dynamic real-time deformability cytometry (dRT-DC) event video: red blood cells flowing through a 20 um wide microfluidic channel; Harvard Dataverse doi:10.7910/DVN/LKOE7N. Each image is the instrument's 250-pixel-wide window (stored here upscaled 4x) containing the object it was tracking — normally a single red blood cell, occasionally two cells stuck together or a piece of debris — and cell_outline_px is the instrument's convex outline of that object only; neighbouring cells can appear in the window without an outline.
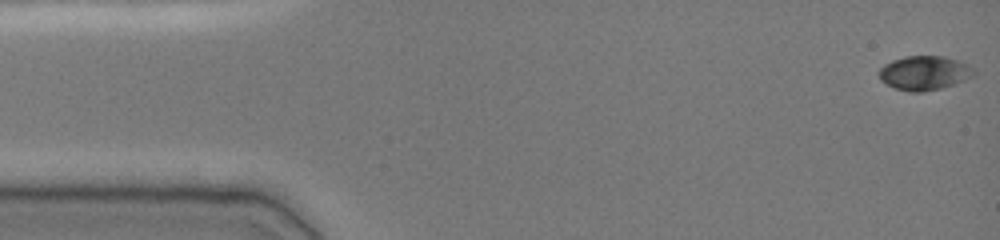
{"species": "common noctule bat (a hibernating species)", "species_latin": "Nyctalus noctula", "temperature_condition": "cold", "stored_images_in_passage": 49, "camera_frame_rate_fps": 3000, "um_per_image_px": 0.085, "animal": {"sex": "female", "body_mass_g": 19.0, "forearm_length_mm": 51.5}, "frame": {"image": 1, "passage_image": 1, "time_ms": 0.0, "image_size_px": [1000, 240], "cell_outline_px": [[976, 72], [972, 76], [964, 80], [940, 88], [920, 92], [912, 92], [892, 88], [880, 80], [880, 68], [884, 64], [892, 60], [904, 56], [944, 56], [968, 64]], "centroid_in_image_um": [78.54, 6.19], "position_along_channel_um": 6.5, "area_um2": 18.79}}
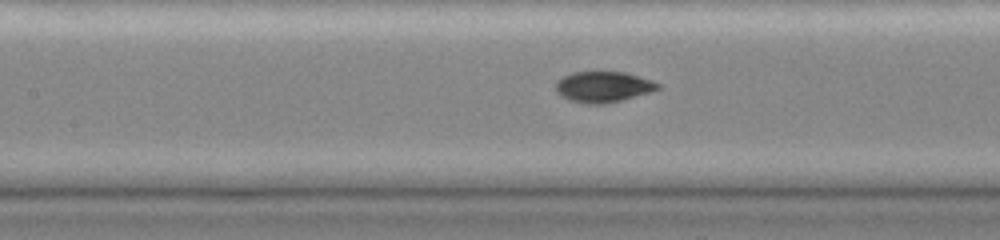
{"frame": {"image": 2, "passage_image": 22, "time_ms": 7.0, "image_size_px": [1000, 240], "cell_outline_px": [[660, 88], [648, 92], [620, 100], [604, 104], [584, 104], [568, 100], [560, 96], [556, 92], [556, 80], [572, 72], [624, 72], [652, 80], [660, 84]], "centroid_in_image_um": [51.21, 7.38], "position_along_channel_um": 156.2, "area_um2": 18.26}}
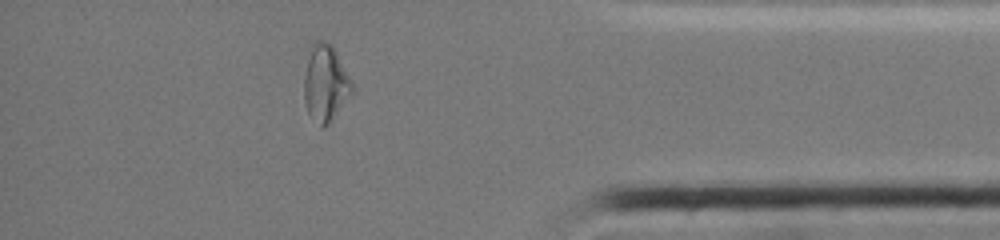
{"frame": {"image": 3, "passage_image": 43, "time_ms": 14.0, "image_size_px": [1000, 240], "cell_outline_px": [[356, 88], [328, 124], [324, 128], [320, 128], [308, 112], [304, 100], [304, 76], [308, 48], [316, 40], [324, 40], [332, 44]], "centroid_in_image_um": [27.66, 7.04], "position_along_channel_um": 407.5, "area_um2": 21.73}, "authors_computed_cell_mechanics": {"area_um2": 18.496, "velocity_mm_per_s": 3.8483, "shape_relaxation_time_tau1_ms": 9.1018, "shape_relaxation_time_tau2_ms": null, "deformation_change_tau1": 0.2575, "deformation_change_tau2": null}}